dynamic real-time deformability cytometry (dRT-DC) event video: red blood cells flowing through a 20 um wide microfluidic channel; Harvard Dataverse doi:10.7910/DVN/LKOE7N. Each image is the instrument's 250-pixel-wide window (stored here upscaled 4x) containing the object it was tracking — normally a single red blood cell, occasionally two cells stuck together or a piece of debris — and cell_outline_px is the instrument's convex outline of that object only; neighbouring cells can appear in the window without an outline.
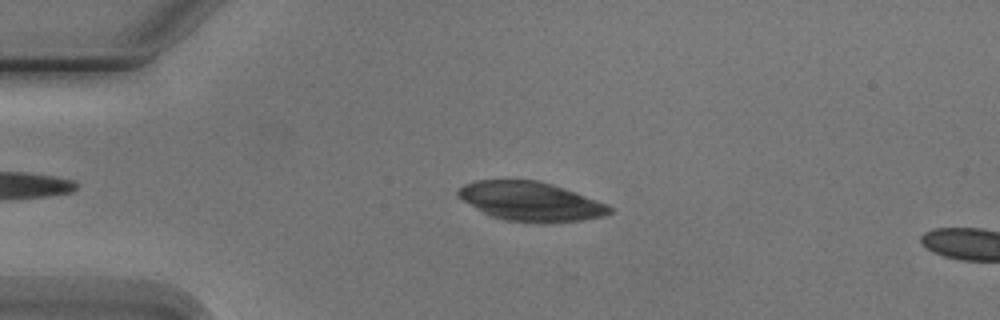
{"species": "Egyptian fruit bat (a non-hibernating species)", "species_latin": "Rousettus aegyptiacus", "temperature_condition": "cold", "stored_images_in_passage": 2, "camera_frame_rate_fps": 3000, "um_per_image_px": 0.085, "animal": {"sex": "male"}, "frame": {"image": 1, "passage_image": 1, "time_ms": 0.0, "image_size_px": [1000, 320], "cell_outline_px": [[612, 212], [604, 216], [580, 220], [548, 224], [536, 224], [504, 220], [488, 216], [456, 196], [456, 192], [464, 184], [476, 180], [536, 180], [552, 184], [564, 188], [608, 204], [612, 208]], "centroid_in_image_um": [45.09, 17.14], "position_along_channel_um": 39.9, "area_um2": 34.97}}